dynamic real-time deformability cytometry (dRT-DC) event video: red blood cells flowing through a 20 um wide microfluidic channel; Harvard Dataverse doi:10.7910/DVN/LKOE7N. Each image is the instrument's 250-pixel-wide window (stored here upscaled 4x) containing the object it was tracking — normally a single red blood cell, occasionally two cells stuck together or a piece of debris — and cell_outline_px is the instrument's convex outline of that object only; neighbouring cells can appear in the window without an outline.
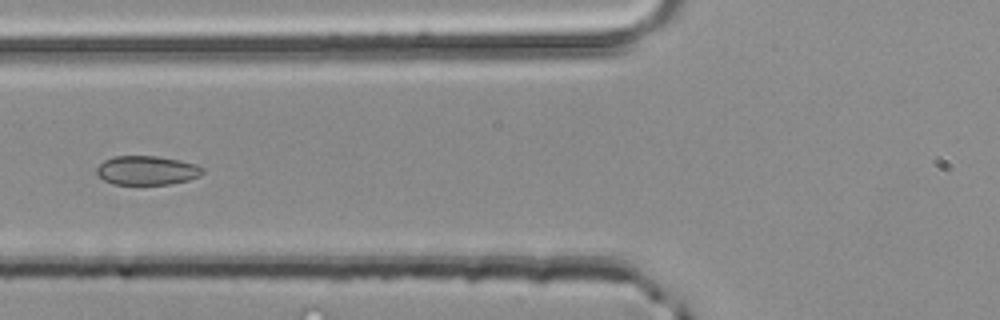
{"species": "common noctule bat (a hibernating species)", "species_latin": "Nyctalus noctula", "temperature_condition": "room temperature", "stored_images_in_passage": 36, "camera_frame_rate_fps": 3000, "um_per_image_px": 0.085, "animal": {"sex": "male", "body_mass_g": 20.4}, "frame": {"image": 1, "passage_image": 6, "time_ms": 1.667, "image_size_px": [1000, 320], "cell_outline_px": [[204, 172], [200, 176], [188, 180], [168, 184], [112, 184], [104, 180], [96, 172], [96, 168], [104, 160], [112, 156], [156, 156], [180, 160], [196, 164], [204, 168]], "centroid_in_image_um": [12.49, 14.47], "position_along_channel_um": 113.3, "area_um2": 17.98}}
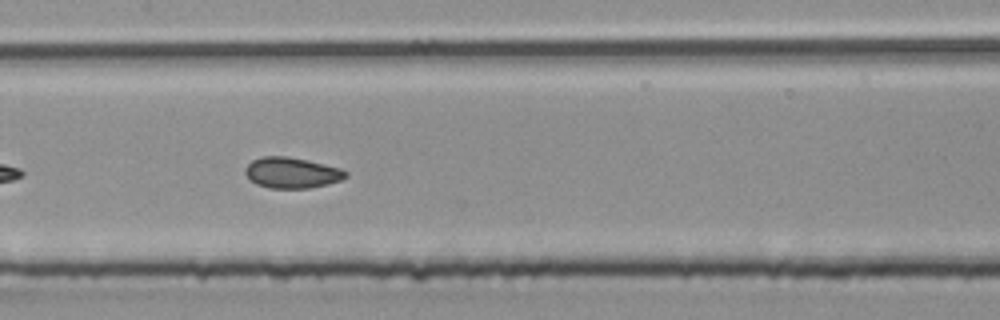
{"frame": {"image": 2, "passage_image": 11, "time_ms": 3.333, "image_size_px": [1000, 320], "cell_outline_px": [[348, 176], [340, 180], [328, 184], [308, 188], [268, 188], [256, 184], [244, 172], [244, 168], [252, 160], [260, 156], [288, 156], [308, 160], [340, 168], [348, 172]], "centroid_in_image_um": [24.79, 14.67], "position_along_channel_um": 182.6, "area_um2": 18.09}}
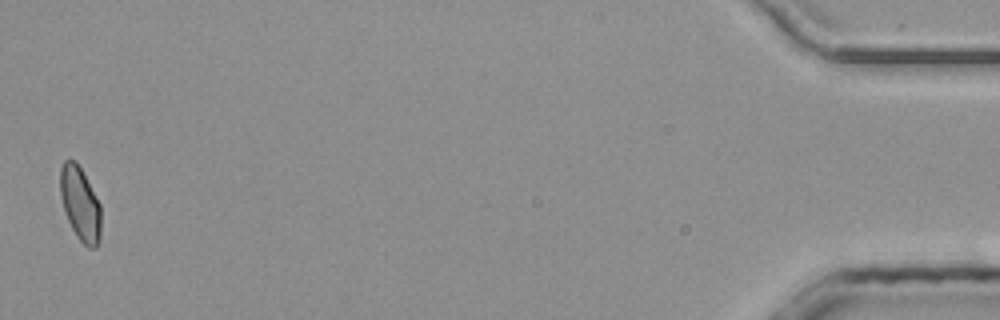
{"frame": {"image": 3, "passage_image": 36, "time_ms": 11.667, "image_size_px": [1000, 320], "cell_outline_px": [[100, 240], [96, 248], [88, 248], [76, 236], [68, 220], [64, 208], [60, 192], [60, 168], [64, 160], [76, 160], [100, 204]], "centroid_in_image_um": [6.82, 17.33], "position_along_channel_um": 428.4, "area_um2": 17.34}, "authors_computed_cell_mechanics": {"area_um2": 17.8024, "velocity_mm_per_s": 4.1395, "shape_relaxation_time_tau1_ms": 2.9192, "shape_relaxation_time_tau2_ms": 1.2565, "deformation_change_tau1": 0.0759, "deformation_change_tau2": 0.0536}}